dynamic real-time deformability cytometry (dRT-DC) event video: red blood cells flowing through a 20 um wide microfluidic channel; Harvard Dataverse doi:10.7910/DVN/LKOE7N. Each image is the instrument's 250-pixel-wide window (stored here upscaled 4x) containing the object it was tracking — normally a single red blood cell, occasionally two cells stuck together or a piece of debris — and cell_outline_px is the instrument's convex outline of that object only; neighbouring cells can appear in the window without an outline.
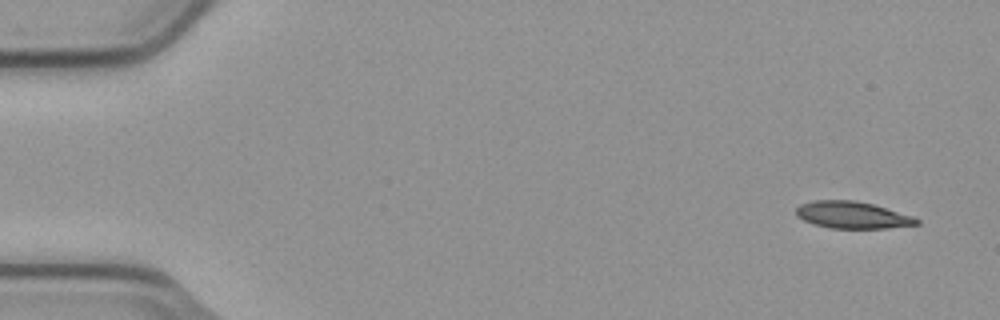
{"species": "common noctule bat (a hibernating species)", "species_latin": "Nyctalus noctula", "temperature_condition": "cold", "stored_images_in_passage": 5, "camera_frame_rate_fps": 3000, "um_per_image_px": 0.085, "animal": {"sex": "male", "body_mass_g": 23.1, "forearm_length_mm": 52.7}, "frame": {"image": 1, "passage_image": 1, "time_ms": 0.0, "image_size_px": [1000, 320], "cell_outline_px": [[920, 224], [888, 228], [832, 228], [816, 224], [804, 220], [796, 216], [796, 208], [800, 204], [812, 200], [856, 200], [872, 204], [916, 216], [920, 220]], "centroid_in_image_um": [72.49, 18.26], "position_along_channel_um": 12.5, "area_um2": 19.02}}
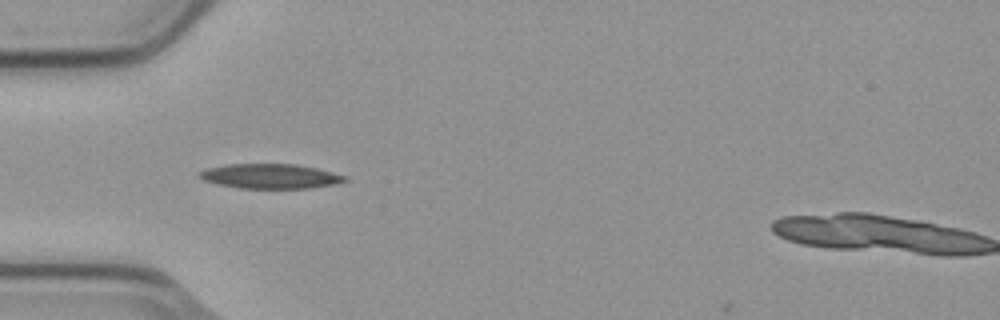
{"frame": {"image": 2, "passage_image": 5, "time_ms": 1.333, "image_size_px": [1000, 320], "cell_outline_px": [[348, 180], [332, 184], [312, 188], [240, 188], [216, 184], [204, 180], [196, 176], [200, 172], [208, 168], [228, 164], [296, 164], [316, 168], [332, 172], [344, 176]], "centroid_in_image_um": [22.93, 14.98], "position_along_channel_um": 62.1, "area_um2": 20.75}}